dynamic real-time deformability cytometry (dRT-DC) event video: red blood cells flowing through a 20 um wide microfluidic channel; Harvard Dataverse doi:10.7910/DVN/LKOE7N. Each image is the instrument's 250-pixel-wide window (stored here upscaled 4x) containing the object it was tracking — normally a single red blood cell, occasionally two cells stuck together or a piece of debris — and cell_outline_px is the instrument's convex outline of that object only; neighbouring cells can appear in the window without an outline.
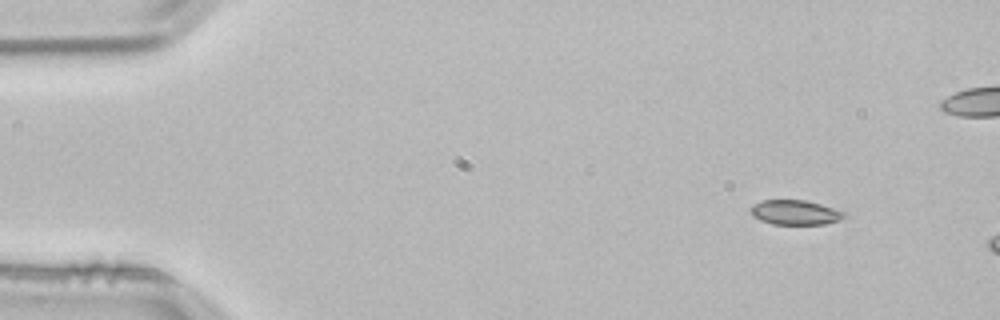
{"species": "common noctule bat (a hibernating species)", "species_latin": "Nyctalus noctula", "temperature_condition": "room temperature", "stored_images_in_passage": 2, "camera_frame_rate_fps": 3000, "um_per_image_px": 0.085, "animal": {"sex": "male", "body_mass_g": 21.5, "forearm_length_mm": 52.0}, "frame": {"image": 1, "passage_image": 1, "time_ms": 0.0, "image_size_px": [1000, 320], "cell_outline_px": [[848, 216], [840, 220], [824, 224], [772, 224], [760, 220], [752, 216], [752, 204], [760, 200], [804, 200], [820, 204], [844, 212]], "centroid_in_image_um": [67.58, 18.06], "position_along_channel_um": 17.4, "area_um2": 13.41}}